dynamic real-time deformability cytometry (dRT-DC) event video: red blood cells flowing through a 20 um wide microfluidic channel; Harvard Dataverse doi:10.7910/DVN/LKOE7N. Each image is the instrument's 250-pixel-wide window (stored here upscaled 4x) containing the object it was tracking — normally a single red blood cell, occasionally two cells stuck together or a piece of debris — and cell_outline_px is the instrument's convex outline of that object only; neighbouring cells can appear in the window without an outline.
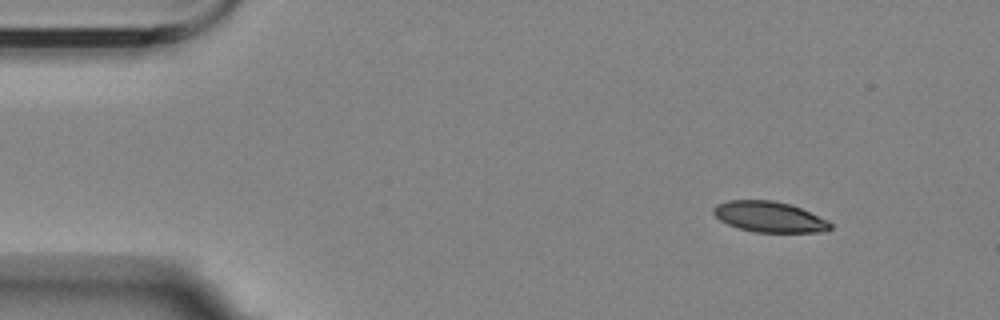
{"species": "Egyptian fruit bat (a non-hibernating species)", "species_latin": "Rousettus aegyptiacus", "temperature_condition": "room temperature", "stored_images_in_passage": 4, "camera_frame_rate_fps": 3000, "um_per_image_px": 0.085, "animal": {"sex": "female"}, "frame": {"image": 1, "passage_image": 1, "time_ms": 0.0, "image_size_px": [1000, 320], "cell_outline_px": [[832, 228], [824, 232], [756, 232], [740, 228], [728, 224], [720, 220], [712, 212], [712, 208], [716, 204], [728, 200], [772, 200], [792, 204], [828, 220], [832, 224]], "centroid_in_image_um": [65.4, 18.42], "position_along_channel_um": 19.6, "area_um2": 20.98}}
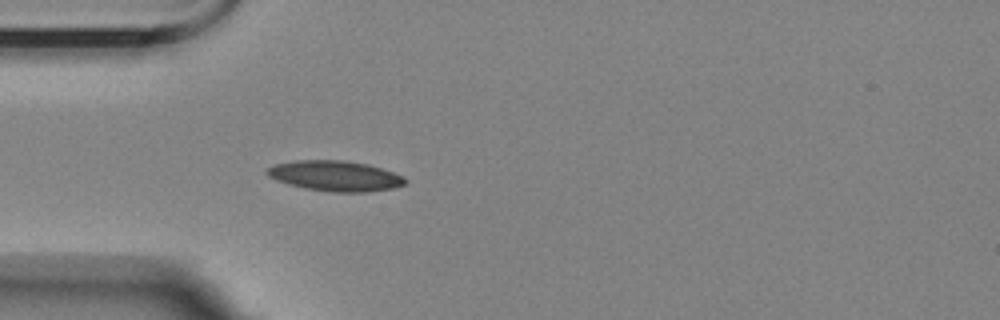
{"frame": {"image": 2, "passage_image": 4, "time_ms": 3.333, "image_size_px": [1000, 320], "cell_outline_px": [[408, 184], [392, 188], [368, 192], [332, 192], [304, 188], [288, 184], [276, 180], [268, 176], [264, 172], [268, 168], [276, 164], [296, 160], [344, 160], [368, 164], [404, 176], [408, 180]], "centroid_in_image_um": [28.51, 14.95], "position_along_channel_um": 56.5, "area_um2": 24.57}}